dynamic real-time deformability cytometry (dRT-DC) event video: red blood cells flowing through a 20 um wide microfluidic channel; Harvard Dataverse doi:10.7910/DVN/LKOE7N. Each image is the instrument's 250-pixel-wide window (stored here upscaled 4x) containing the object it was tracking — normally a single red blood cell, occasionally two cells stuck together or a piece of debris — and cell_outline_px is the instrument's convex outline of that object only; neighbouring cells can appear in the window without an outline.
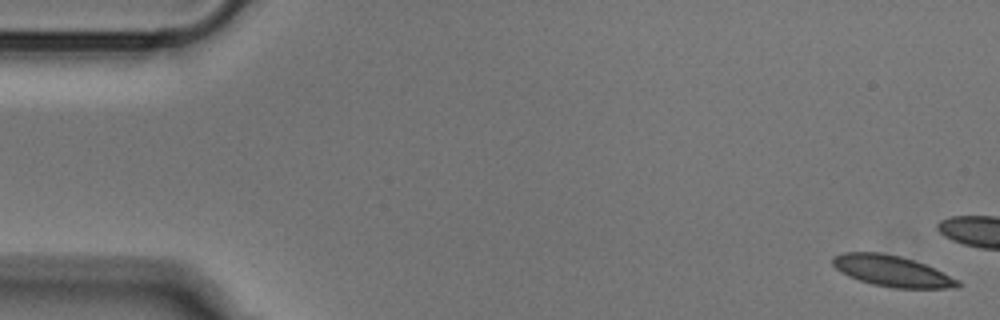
{"species": "Egyptian fruit bat (a non-hibernating species)", "species_latin": "Rousettus aegyptiacus", "temperature_condition": "cold", "stored_images_in_passage": 13, "camera_frame_rate_fps": 3000, "um_per_image_px": 0.085, "animal": {"sex": "male"}, "frame": {"image": 1, "passage_image": 1, "time_ms": 0.0, "image_size_px": [1000, 320], "cell_outline_px": [[960, 288], [892, 288], [872, 284], [848, 276], [840, 272], [832, 264], [832, 256], [844, 252], [880, 252], [900, 256], [924, 264], [960, 280]], "centroid_in_image_um": [75.8, 23.04], "position_along_channel_um": 9.2, "area_um2": 22.6}}